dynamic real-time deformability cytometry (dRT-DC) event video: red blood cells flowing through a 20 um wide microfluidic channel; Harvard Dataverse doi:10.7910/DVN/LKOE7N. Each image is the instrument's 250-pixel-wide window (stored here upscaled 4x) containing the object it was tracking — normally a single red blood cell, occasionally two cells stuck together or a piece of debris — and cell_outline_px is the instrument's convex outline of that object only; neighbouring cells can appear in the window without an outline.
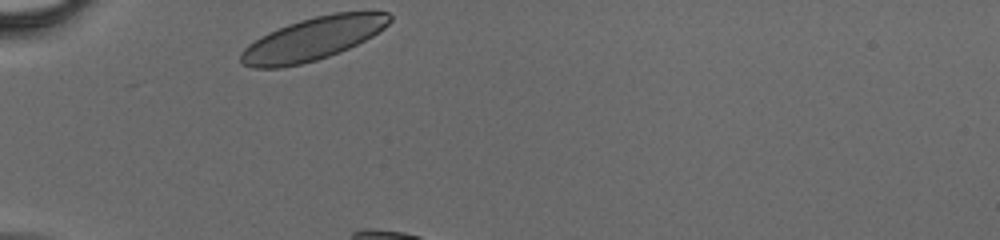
{"species": "human", "species_latin": "Homo sapiens", "temperature_condition": "cold", "stored_images_in_passage": 5, "camera_frame_rate_fps": 3000, "um_per_image_px": 0.085, "donor": {"sex": "male"}, "frame": {"image": 1, "passage_image": 1, "time_ms": 0.0, "image_size_px": [1000, 240], "cell_outline_px": [[392, 20], [384, 28], [372, 36], [340, 52], [316, 60], [300, 64], [280, 68], [252, 68], [244, 64], [240, 60], [240, 52], [248, 44], [260, 36], [268, 32], [288, 24], [300, 20], [316, 16], [336, 12], [388, 12], [392, 16]], "centroid_in_image_um": [26.57, 3.3], "position_along_channel_um": 58.4, "area_um2": 36.93}}